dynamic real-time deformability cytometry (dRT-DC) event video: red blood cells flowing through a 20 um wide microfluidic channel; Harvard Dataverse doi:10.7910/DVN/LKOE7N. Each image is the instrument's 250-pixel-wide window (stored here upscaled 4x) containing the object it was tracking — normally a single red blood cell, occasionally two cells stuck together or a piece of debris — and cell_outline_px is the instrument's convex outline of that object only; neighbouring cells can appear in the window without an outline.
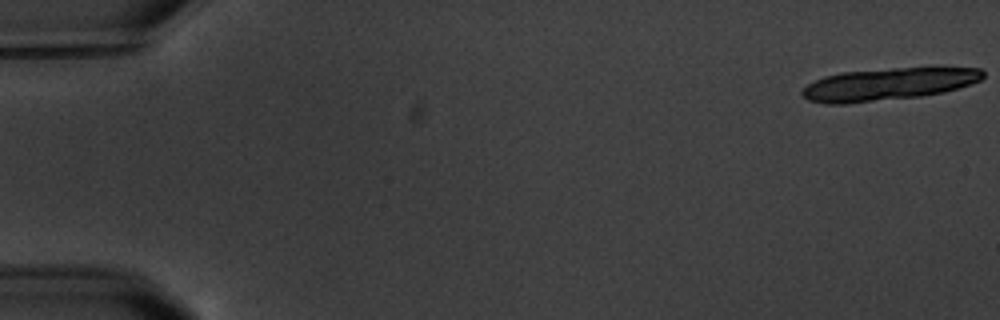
{"species": "common noctule bat (a hibernating species)", "species_latin": "Nyctalus noctula", "temperature_condition": "warm", "stored_images_in_passage": 6, "camera_frame_rate_fps": 3000, "um_per_image_px": 0.085, "animal": {"sex": "male", "body_mass_g": 20.1, "forearm_length_mm": 53.5}, "frame": {"image": 1, "passage_image": 1, "time_ms": 0.0, "image_size_px": [1000, 320], "cell_outline_px": [[984, 76], [980, 80], [972, 84], [944, 92], [920, 96], [848, 104], [824, 104], [808, 100], [800, 92], [808, 84], [824, 76], [840, 72], [892, 68], [980, 68], [984, 72]], "centroid_in_image_um": [75.47, 7.16], "position_along_channel_um": 9.5, "area_um2": 34.04}}
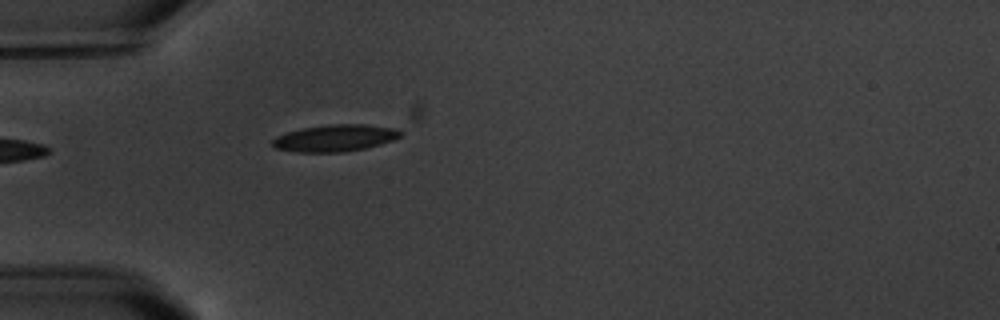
{"frame": {"image": 2, "passage_image": 6, "time_ms": 6.0, "image_size_px": [1000, 320], "cell_outline_px": [[404, 132], [400, 136], [392, 140], [380, 144], [364, 148], [344, 152], [296, 152], [276, 148], [272, 144], [272, 140], [276, 136], [300, 128], [332, 124], [364, 124], [400, 128]], "centroid_in_image_um": [28.51, 11.72], "position_along_channel_um": 56.5, "area_um2": 20.11}}